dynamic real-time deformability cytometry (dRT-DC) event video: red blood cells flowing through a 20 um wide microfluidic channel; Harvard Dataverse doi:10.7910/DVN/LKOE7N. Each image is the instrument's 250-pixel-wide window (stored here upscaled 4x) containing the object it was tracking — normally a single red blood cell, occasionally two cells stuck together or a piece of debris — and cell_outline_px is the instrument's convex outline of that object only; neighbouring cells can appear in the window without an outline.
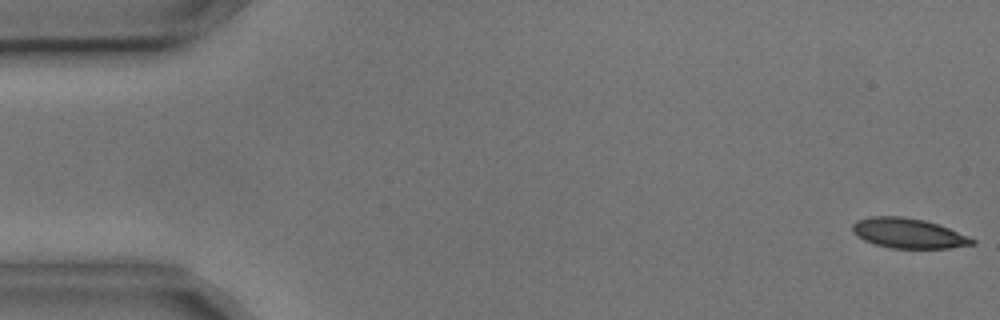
{"species": "common noctule bat (a hibernating species)", "species_latin": "Nyctalus noctula", "temperature_condition": "cold", "stored_images_in_passage": 6, "camera_frame_rate_fps": 3000, "um_per_image_px": 0.085, "animal": {"sex": "male", "body_mass_g": 17.9, "forearm_length_mm": 54.2}, "frame": {"image": 1, "passage_image": 1, "time_ms": 0.0, "image_size_px": [1000, 320], "cell_outline_px": [[976, 244], [948, 248], [892, 248], [876, 244], [864, 240], [856, 236], [852, 232], [852, 224], [856, 220], [872, 216], [900, 216], [924, 220], [948, 228], [968, 236], [976, 240]], "centroid_in_image_um": [77.18, 19.82], "position_along_channel_um": 7.8, "area_um2": 20.81}}